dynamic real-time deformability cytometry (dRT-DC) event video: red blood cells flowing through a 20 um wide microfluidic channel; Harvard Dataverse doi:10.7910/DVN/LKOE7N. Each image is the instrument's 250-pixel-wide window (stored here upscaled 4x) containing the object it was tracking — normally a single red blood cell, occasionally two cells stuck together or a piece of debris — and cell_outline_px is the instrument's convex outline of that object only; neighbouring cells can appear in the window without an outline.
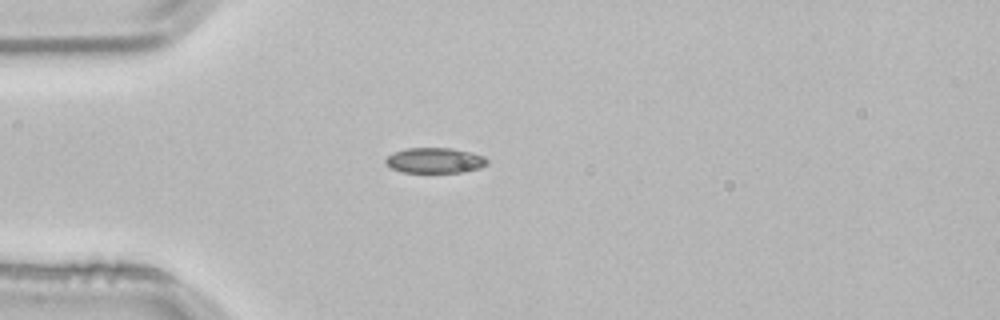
{"species": "common noctule bat (a hibernating species)", "species_latin": "Nyctalus noctula", "temperature_condition": "room temperature", "stored_images_in_passage": 2, "camera_frame_rate_fps": 3000, "um_per_image_px": 0.085, "animal": {"sex": "male", "body_mass_g": 21.5, "forearm_length_mm": 52.0}, "frame": {"image": 1, "passage_image": 2, "time_ms": 0.333, "image_size_px": [1000, 320], "cell_outline_px": [[488, 164], [480, 168], [460, 172], [400, 172], [392, 168], [384, 160], [388, 156], [396, 152], [408, 148], [452, 148], [472, 152], [484, 156], [488, 160]], "centroid_in_image_um": [37.01, 13.63], "position_along_channel_um": 48.0, "area_um2": 14.91}}